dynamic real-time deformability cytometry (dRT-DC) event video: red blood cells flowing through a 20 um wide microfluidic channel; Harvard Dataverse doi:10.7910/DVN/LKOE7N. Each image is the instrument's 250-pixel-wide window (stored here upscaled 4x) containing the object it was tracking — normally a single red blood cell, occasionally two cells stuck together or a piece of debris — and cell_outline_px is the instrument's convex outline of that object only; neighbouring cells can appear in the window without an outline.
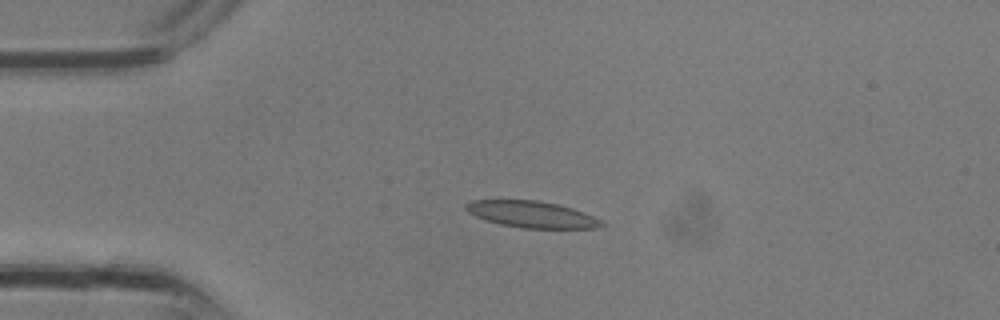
{"species": "common noctule bat (a hibernating species)", "species_latin": "Nyctalus noctula", "temperature_condition": "room temperature", "stored_images_in_passage": 11, "camera_frame_rate_fps": 3000, "um_per_image_px": 0.085, "animal": {"sex": "male", "body_mass_g": 13.3}, "frame": {"image": 1, "passage_image": 7, "time_ms": 2.0, "image_size_px": [1000, 320], "cell_outline_px": [[608, 224], [596, 228], [524, 228], [500, 224], [476, 216], [468, 212], [464, 208], [464, 204], [472, 200], [536, 200], [556, 204], [572, 208], [592, 216]], "centroid_in_image_um": [45.19, 18.22], "position_along_channel_um": 39.8, "area_um2": 20.75}}
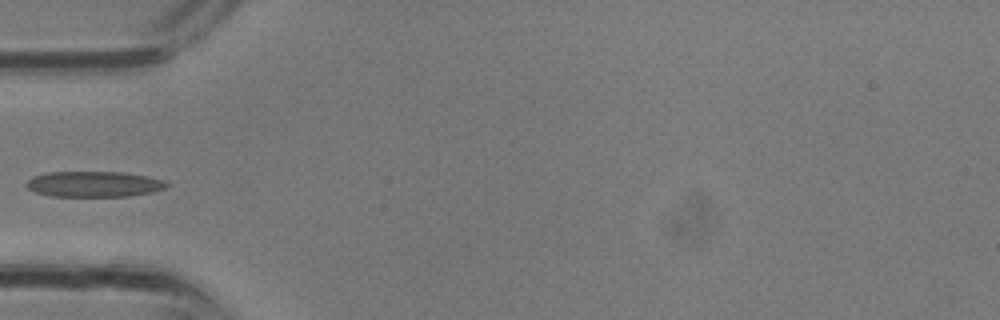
{"frame": {"image": 2, "passage_image": 10, "time_ms": 3.0, "image_size_px": [1000, 320], "cell_outline_px": [[168, 188], [152, 192], [128, 196], [48, 196], [36, 192], [28, 188], [24, 184], [32, 176], [48, 172], [124, 172], [148, 176], [164, 180], [168, 184]], "centroid_in_image_um": [7.99, 15.64], "position_along_channel_um": 77.0, "area_um2": 21.1}}